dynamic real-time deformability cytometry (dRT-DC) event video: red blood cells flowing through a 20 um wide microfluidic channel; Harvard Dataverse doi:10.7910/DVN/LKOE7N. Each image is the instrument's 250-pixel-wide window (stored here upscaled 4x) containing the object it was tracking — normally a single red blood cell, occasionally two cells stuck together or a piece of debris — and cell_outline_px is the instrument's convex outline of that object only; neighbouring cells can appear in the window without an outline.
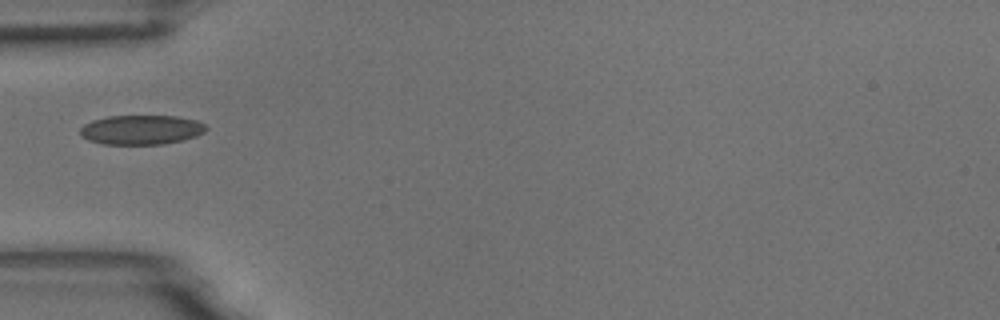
{"species": "common noctule bat (a hibernating species)", "species_latin": "Nyctalus noctula", "temperature_condition": "room temperature", "stored_images_in_passage": 2, "camera_frame_rate_fps": 3000, "um_per_image_px": 0.085, "animal": {"sex": "male", "body_mass_g": 18.8}, "frame": {"image": 1, "passage_image": 1, "time_ms": 0.0, "image_size_px": [1000, 320], "cell_outline_px": [[208, 128], [204, 132], [196, 136], [184, 140], [164, 144], [104, 144], [88, 140], [80, 136], [80, 128], [84, 124], [92, 120], [108, 116], [176, 116], [196, 120], [204, 124]], "centroid_in_image_um": [12.0, 11.03], "position_along_channel_um": 73.0, "area_um2": 21.73}}